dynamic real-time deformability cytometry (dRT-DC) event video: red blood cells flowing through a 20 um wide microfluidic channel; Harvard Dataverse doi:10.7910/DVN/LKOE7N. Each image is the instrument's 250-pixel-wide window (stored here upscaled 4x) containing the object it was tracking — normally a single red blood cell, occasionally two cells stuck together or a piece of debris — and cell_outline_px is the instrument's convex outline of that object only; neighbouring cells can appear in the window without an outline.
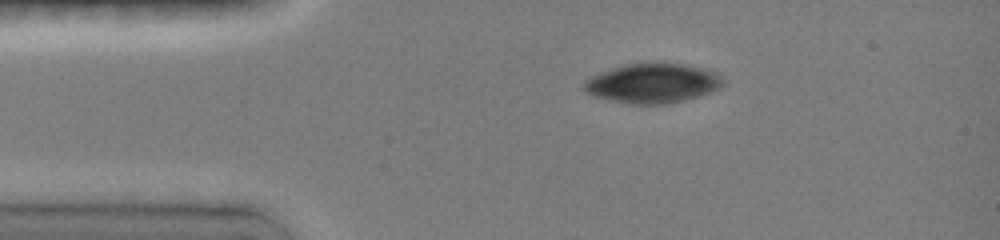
{"species": "common noctule bat (a hibernating species)", "species_latin": "Nyctalus noctula", "temperature_condition": "room temperature", "stored_images_in_passage": 18, "camera_frame_rate_fps": 3000, "um_per_image_px": 0.085, "animal": {"sex": "female", "body_mass_g": 19.0, "forearm_length_mm": 51.5}, "frame": {"image": 1, "passage_image": 1, "time_ms": 0.0, "image_size_px": [1000, 240], "cell_outline_px": [[724, 84], [720, 88], [712, 92], [684, 100], [664, 104], [624, 104], [592, 96], [584, 88], [584, 80], [592, 76], [624, 64], [680, 64], [700, 68], [712, 72], [720, 76], [724, 80]], "centroid_in_image_um": [55.45, 7.11], "position_along_channel_um": 29.5, "area_um2": 31.62}}